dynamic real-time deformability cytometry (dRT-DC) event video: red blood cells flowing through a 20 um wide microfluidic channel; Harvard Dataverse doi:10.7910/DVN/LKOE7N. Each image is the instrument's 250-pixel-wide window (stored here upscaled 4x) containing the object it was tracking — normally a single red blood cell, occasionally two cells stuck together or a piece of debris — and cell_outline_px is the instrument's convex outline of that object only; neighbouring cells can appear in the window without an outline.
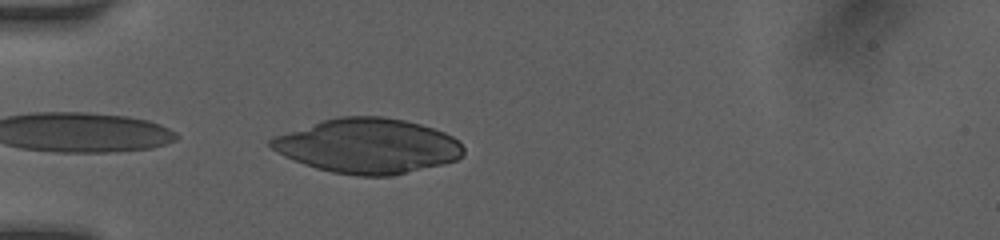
{"species": "human", "species_latin": "Homo sapiens", "temperature_condition": "room temperature", "stored_images_in_passage": 34, "camera_frame_rate_fps": 3000, "um_per_image_px": 0.085, "donor": {"sex": "female"}, "frame": {"image": 1, "passage_image": 1, "time_ms": 0.0, "image_size_px": [1000, 240], "cell_outline_px": [[464, 152], [456, 160], [444, 164], [392, 176], [356, 176], [332, 172], [316, 168], [304, 164], [284, 156], [272, 148], [268, 144], [268, 140], [272, 136], [320, 120], [340, 116], [384, 116], [404, 120], [420, 124], [444, 132], [452, 136], [464, 148]], "centroid_in_image_um": [31.23, 12.4], "position_along_channel_um": 53.8, "area_um2": 61.73}}
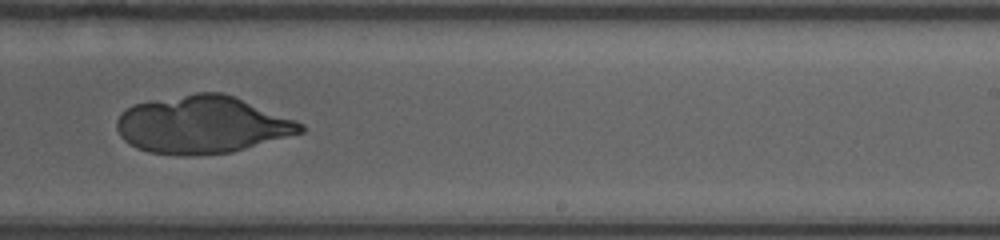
{"frame": {"image": 2, "passage_image": 18, "time_ms": 5.667, "image_size_px": [1000, 240], "cell_outline_px": [[304, 132], [232, 152], [192, 156], [184, 156], [148, 152], [136, 148], [128, 144], [120, 136], [116, 128], [116, 120], [120, 112], [132, 104], [196, 92], [220, 92], [236, 96], [304, 124]], "centroid_in_image_um": [17.14, 10.6], "position_along_channel_um": 271.9, "area_um2": 61.9}}
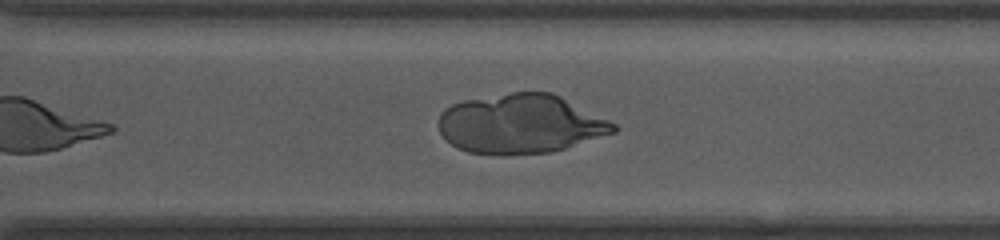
{"frame": {"image": 3, "passage_image": 22, "time_ms": 7.0, "image_size_px": [1000, 240], "cell_outline_px": [[620, 128], [616, 132], [552, 152], [504, 156], [500, 156], [468, 152], [456, 148], [444, 140], [436, 124], [444, 108], [452, 104], [464, 100], [512, 92], [552, 92], [616, 124]], "centroid_in_image_um": [44.2, 10.56], "position_along_channel_um": 326.4, "area_um2": 60.92}}